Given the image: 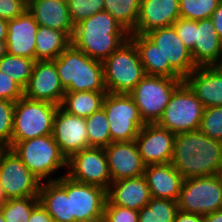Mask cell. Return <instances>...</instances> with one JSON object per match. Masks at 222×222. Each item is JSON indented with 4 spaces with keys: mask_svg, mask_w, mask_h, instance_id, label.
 I'll list each match as a JSON object with an SVG mask.
<instances>
[{
    "mask_svg": "<svg viewBox=\"0 0 222 222\" xmlns=\"http://www.w3.org/2000/svg\"><path fill=\"white\" fill-rule=\"evenodd\" d=\"M211 19L213 21L214 28L216 29V32L222 41V0L220 1L215 11L212 13Z\"/></svg>",
    "mask_w": 222,
    "mask_h": 222,
    "instance_id": "45",
    "label": "cell"
},
{
    "mask_svg": "<svg viewBox=\"0 0 222 222\" xmlns=\"http://www.w3.org/2000/svg\"><path fill=\"white\" fill-rule=\"evenodd\" d=\"M24 96V88L8 74L0 71V99L16 102Z\"/></svg>",
    "mask_w": 222,
    "mask_h": 222,
    "instance_id": "41",
    "label": "cell"
},
{
    "mask_svg": "<svg viewBox=\"0 0 222 222\" xmlns=\"http://www.w3.org/2000/svg\"><path fill=\"white\" fill-rule=\"evenodd\" d=\"M103 64L107 92L130 93L146 75L138 49L129 38Z\"/></svg>",
    "mask_w": 222,
    "mask_h": 222,
    "instance_id": "5",
    "label": "cell"
},
{
    "mask_svg": "<svg viewBox=\"0 0 222 222\" xmlns=\"http://www.w3.org/2000/svg\"><path fill=\"white\" fill-rule=\"evenodd\" d=\"M178 209L206 215L222 209V181L218 174L184 179Z\"/></svg>",
    "mask_w": 222,
    "mask_h": 222,
    "instance_id": "11",
    "label": "cell"
},
{
    "mask_svg": "<svg viewBox=\"0 0 222 222\" xmlns=\"http://www.w3.org/2000/svg\"><path fill=\"white\" fill-rule=\"evenodd\" d=\"M88 148H105L112 143L109 122L103 107L85 118Z\"/></svg>",
    "mask_w": 222,
    "mask_h": 222,
    "instance_id": "32",
    "label": "cell"
},
{
    "mask_svg": "<svg viewBox=\"0 0 222 222\" xmlns=\"http://www.w3.org/2000/svg\"><path fill=\"white\" fill-rule=\"evenodd\" d=\"M205 222H222V209L203 216Z\"/></svg>",
    "mask_w": 222,
    "mask_h": 222,
    "instance_id": "46",
    "label": "cell"
},
{
    "mask_svg": "<svg viewBox=\"0 0 222 222\" xmlns=\"http://www.w3.org/2000/svg\"><path fill=\"white\" fill-rule=\"evenodd\" d=\"M35 43V60H54L71 44V38L65 32L39 25Z\"/></svg>",
    "mask_w": 222,
    "mask_h": 222,
    "instance_id": "27",
    "label": "cell"
},
{
    "mask_svg": "<svg viewBox=\"0 0 222 222\" xmlns=\"http://www.w3.org/2000/svg\"><path fill=\"white\" fill-rule=\"evenodd\" d=\"M9 148L40 182L56 181L66 175V173L56 175L59 169L67 168V159L61 153L53 135L11 143Z\"/></svg>",
    "mask_w": 222,
    "mask_h": 222,
    "instance_id": "4",
    "label": "cell"
},
{
    "mask_svg": "<svg viewBox=\"0 0 222 222\" xmlns=\"http://www.w3.org/2000/svg\"><path fill=\"white\" fill-rule=\"evenodd\" d=\"M36 60L6 53L0 59V71L6 73L23 88L29 82Z\"/></svg>",
    "mask_w": 222,
    "mask_h": 222,
    "instance_id": "33",
    "label": "cell"
},
{
    "mask_svg": "<svg viewBox=\"0 0 222 222\" xmlns=\"http://www.w3.org/2000/svg\"><path fill=\"white\" fill-rule=\"evenodd\" d=\"M174 222H205L203 215L178 210Z\"/></svg>",
    "mask_w": 222,
    "mask_h": 222,
    "instance_id": "44",
    "label": "cell"
},
{
    "mask_svg": "<svg viewBox=\"0 0 222 222\" xmlns=\"http://www.w3.org/2000/svg\"><path fill=\"white\" fill-rule=\"evenodd\" d=\"M214 67L217 68L222 73V52L220 54L218 62L214 65Z\"/></svg>",
    "mask_w": 222,
    "mask_h": 222,
    "instance_id": "50",
    "label": "cell"
},
{
    "mask_svg": "<svg viewBox=\"0 0 222 222\" xmlns=\"http://www.w3.org/2000/svg\"><path fill=\"white\" fill-rule=\"evenodd\" d=\"M221 0H179L180 17L194 21L211 18Z\"/></svg>",
    "mask_w": 222,
    "mask_h": 222,
    "instance_id": "35",
    "label": "cell"
},
{
    "mask_svg": "<svg viewBox=\"0 0 222 222\" xmlns=\"http://www.w3.org/2000/svg\"><path fill=\"white\" fill-rule=\"evenodd\" d=\"M152 196L144 175L113 181L107 191V199L117 206L141 210Z\"/></svg>",
    "mask_w": 222,
    "mask_h": 222,
    "instance_id": "22",
    "label": "cell"
},
{
    "mask_svg": "<svg viewBox=\"0 0 222 222\" xmlns=\"http://www.w3.org/2000/svg\"><path fill=\"white\" fill-rule=\"evenodd\" d=\"M8 20L0 18V41H6Z\"/></svg>",
    "mask_w": 222,
    "mask_h": 222,
    "instance_id": "47",
    "label": "cell"
},
{
    "mask_svg": "<svg viewBox=\"0 0 222 222\" xmlns=\"http://www.w3.org/2000/svg\"><path fill=\"white\" fill-rule=\"evenodd\" d=\"M27 9L26 0H0V18H17Z\"/></svg>",
    "mask_w": 222,
    "mask_h": 222,
    "instance_id": "42",
    "label": "cell"
},
{
    "mask_svg": "<svg viewBox=\"0 0 222 222\" xmlns=\"http://www.w3.org/2000/svg\"><path fill=\"white\" fill-rule=\"evenodd\" d=\"M66 3L74 26L104 10V0H67Z\"/></svg>",
    "mask_w": 222,
    "mask_h": 222,
    "instance_id": "36",
    "label": "cell"
},
{
    "mask_svg": "<svg viewBox=\"0 0 222 222\" xmlns=\"http://www.w3.org/2000/svg\"><path fill=\"white\" fill-rule=\"evenodd\" d=\"M104 218L108 222H138V211L113 205L107 199Z\"/></svg>",
    "mask_w": 222,
    "mask_h": 222,
    "instance_id": "39",
    "label": "cell"
},
{
    "mask_svg": "<svg viewBox=\"0 0 222 222\" xmlns=\"http://www.w3.org/2000/svg\"><path fill=\"white\" fill-rule=\"evenodd\" d=\"M176 134L159 126L146 123L135 138L139 154L147 165L170 163Z\"/></svg>",
    "mask_w": 222,
    "mask_h": 222,
    "instance_id": "15",
    "label": "cell"
},
{
    "mask_svg": "<svg viewBox=\"0 0 222 222\" xmlns=\"http://www.w3.org/2000/svg\"><path fill=\"white\" fill-rule=\"evenodd\" d=\"M38 197L53 221L74 222V217H70V197L57 181L41 182Z\"/></svg>",
    "mask_w": 222,
    "mask_h": 222,
    "instance_id": "26",
    "label": "cell"
},
{
    "mask_svg": "<svg viewBox=\"0 0 222 222\" xmlns=\"http://www.w3.org/2000/svg\"><path fill=\"white\" fill-rule=\"evenodd\" d=\"M136 45L146 75L161 76V55L158 47L145 34H129Z\"/></svg>",
    "mask_w": 222,
    "mask_h": 222,
    "instance_id": "30",
    "label": "cell"
},
{
    "mask_svg": "<svg viewBox=\"0 0 222 222\" xmlns=\"http://www.w3.org/2000/svg\"><path fill=\"white\" fill-rule=\"evenodd\" d=\"M27 10L40 26L65 32L70 38L74 33L66 1L28 0Z\"/></svg>",
    "mask_w": 222,
    "mask_h": 222,
    "instance_id": "23",
    "label": "cell"
},
{
    "mask_svg": "<svg viewBox=\"0 0 222 222\" xmlns=\"http://www.w3.org/2000/svg\"><path fill=\"white\" fill-rule=\"evenodd\" d=\"M0 222H6L4 217H3V214L1 212V210H0Z\"/></svg>",
    "mask_w": 222,
    "mask_h": 222,
    "instance_id": "51",
    "label": "cell"
},
{
    "mask_svg": "<svg viewBox=\"0 0 222 222\" xmlns=\"http://www.w3.org/2000/svg\"><path fill=\"white\" fill-rule=\"evenodd\" d=\"M39 24L26 9L7 22V53L35 60L36 32Z\"/></svg>",
    "mask_w": 222,
    "mask_h": 222,
    "instance_id": "19",
    "label": "cell"
},
{
    "mask_svg": "<svg viewBox=\"0 0 222 222\" xmlns=\"http://www.w3.org/2000/svg\"><path fill=\"white\" fill-rule=\"evenodd\" d=\"M180 18L179 0H141L136 28L130 34H146L169 27Z\"/></svg>",
    "mask_w": 222,
    "mask_h": 222,
    "instance_id": "20",
    "label": "cell"
},
{
    "mask_svg": "<svg viewBox=\"0 0 222 222\" xmlns=\"http://www.w3.org/2000/svg\"><path fill=\"white\" fill-rule=\"evenodd\" d=\"M203 111L202 102L183 81L171 95L157 124L174 134L197 131Z\"/></svg>",
    "mask_w": 222,
    "mask_h": 222,
    "instance_id": "8",
    "label": "cell"
},
{
    "mask_svg": "<svg viewBox=\"0 0 222 222\" xmlns=\"http://www.w3.org/2000/svg\"><path fill=\"white\" fill-rule=\"evenodd\" d=\"M129 32L103 10L74 26L71 44L89 57L105 61L129 39Z\"/></svg>",
    "mask_w": 222,
    "mask_h": 222,
    "instance_id": "2",
    "label": "cell"
},
{
    "mask_svg": "<svg viewBox=\"0 0 222 222\" xmlns=\"http://www.w3.org/2000/svg\"><path fill=\"white\" fill-rule=\"evenodd\" d=\"M98 222H108L104 217L101 219V220H99Z\"/></svg>",
    "mask_w": 222,
    "mask_h": 222,
    "instance_id": "53",
    "label": "cell"
},
{
    "mask_svg": "<svg viewBox=\"0 0 222 222\" xmlns=\"http://www.w3.org/2000/svg\"><path fill=\"white\" fill-rule=\"evenodd\" d=\"M178 210L177 201L152 197L147 206L138 211V222H174Z\"/></svg>",
    "mask_w": 222,
    "mask_h": 222,
    "instance_id": "31",
    "label": "cell"
},
{
    "mask_svg": "<svg viewBox=\"0 0 222 222\" xmlns=\"http://www.w3.org/2000/svg\"><path fill=\"white\" fill-rule=\"evenodd\" d=\"M141 0H104V10L129 33L136 28Z\"/></svg>",
    "mask_w": 222,
    "mask_h": 222,
    "instance_id": "29",
    "label": "cell"
},
{
    "mask_svg": "<svg viewBox=\"0 0 222 222\" xmlns=\"http://www.w3.org/2000/svg\"><path fill=\"white\" fill-rule=\"evenodd\" d=\"M113 181L144 175L145 167L135 140L112 142L104 148Z\"/></svg>",
    "mask_w": 222,
    "mask_h": 222,
    "instance_id": "18",
    "label": "cell"
},
{
    "mask_svg": "<svg viewBox=\"0 0 222 222\" xmlns=\"http://www.w3.org/2000/svg\"><path fill=\"white\" fill-rule=\"evenodd\" d=\"M28 222H53V218L47 210L39 203L30 215Z\"/></svg>",
    "mask_w": 222,
    "mask_h": 222,
    "instance_id": "43",
    "label": "cell"
},
{
    "mask_svg": "<svg viewBox=\"0 0 222 222\" xmlns=\"http://www.w3.org/2000/svg\"><path fill=\"white\" fill-rule=\"evenodd\" d=\"M145 35L159 49L162 77L185 78L196 68L190 50L180 40L173 25L157 28Z\"/></svg>",
    "mask_w": 222,
    "mask_h": 222,
    "instance_id": "9",
    "label": "cell"
},
{
    "mask_svg": "<svg viewBox=\"0 0 222 222\" xmlns=\"http://www.w3.org/2000/svg\"><path fill=\"white\" fill-rule=\"evenodd\" d=\"M173 26L180 40L191 51L196 41V21L186 18H178Z\"/></svg>",
    "mask_w": 222,
    "mask_h": 222,
    "instance_id": "40",
    "label": "cell"
},
{
    "mask_svg": "<svg viewBox=\"0 0 222 222\" xmlns=\"http://www.w3.org/2000/svg\"><path fill=\"white\" fill-rule=\"evenodd\" d=\"M144 177L153 198L178 200L184 179L171 163L147 165Z\"/></svg>",
    "mask_w": 222,
    "mask_h": 222,
    "instance_id": "24",
    "label": "cell"
},
{
    "mask_svg": "<svg viewBox=\"0 0 222 222\" xmlns=\"http://www.w3.org/2000/svg\"><path fill=\"white\" fill-rule=\"evenodd\" d=\"M218 175H219V177L221 178V181H222V168L219 170Z\"/></svg>",
    "mask_w": 222,
    "mask_h": 222,
    "instance_id": "52",
    "label": "cell"
},
{
    "mask_svg": "<svg viewBox=\"0 0 222 222\" xmlns=\"http://www.w3.org/2000/svg\"><path fill=\"white\" fill-rule=\"evenodd\" d=\"M53 61L65 92H107L102 62L72 44Z\"/></svg>",
    "mask_w": 222,
    "mask_h": 222,
    "instance_id": "3",
    "label": "cell"
},
{
    "mask_svg": "<svg viewBox=\"0 0 222 222\" xmlns=\"http://www.w3.org/2000/svg\"><path fill=\"white\" fill-rule=\"evenodd\" d=\"M183 81L204 108L222 106V73L214 66L196 67Z\"/></svg>",
    "mask_w": 222,
    "mask_h": 222,
    "instance_id": "21",
    "label": "cell"
},
{
    "mask_svg": "<svg viewBox=\"0 0 222 222\" xmlns=\"http://www.w3.org/2000/svg\"><path fill=\"white\" fill-rule=\"evenodd\" d=\"M53 138L68 160L88 148L87 125L84 117L72 115L58 106L53 119Z\"/></svg>",
    "mask_w": 222,
    "mask_h": 222,
    "instance_id": "17",
    "label": "cell"
},
{
    "mask_svg": "<svg viewBox=\"0 0 222 222\" xmlns=\"http://www.w3.org/2000/svg\"><path fill=\"white\" fill-rule=\"evenodd\" d=\"M170 163L183 179L216 175L222 168V141L200 130L176 134Z\"/></svg>",
    "mask_w": 222,
    "mask_h": 222,
    "instance_id": "1",
    "label": "cell"
},
{
    "mask_svg": "<svg viewBox=\"0 0 222 222\" xmlns=\"http://www.w3.org/2000/svg\"><path fill=\"white\" fill-rule=\"evenodd\" d=\"M7 53L6 41H0V59Z\"/></svg>",
    "mask_w": 222,
    "mask_h": 222,
    "instance_id": "48",
    "label": "cell"
},
{
    "mask_svg": "<svg viewBox=\"0 0 222 222\" xmlns=\"http://www.w3.org/2000/svg\"><path fill=\"white\" fill-rule=\"evenodd\" d=\"M107 92H65L60 107L66 112L79 117H88L103 107Z\"/></svg>",
    "mask_w": 222,
    "mask_h": 222,
    "instance_id": "28",
    "label": "cell"
},
{
    "mask_svg": "<svg viewBox=\"0 0 222 222\" xmlns=\"http://www.w3.org/2000/svg\"><path fill=\"white\" fill-rule=\"evenodd\" d=\"M65 94L53 60H36L24 97L60 106Z\"/></svg>",
    "mask_w": 222,
    "mask_h": 222,
    "instance_id": "16",
    "label": "cell"
},
{
    "mask_svg": "<svg viewBox=\"0 0 222 222\" xmlns=\"http://www.w3.org/2000/svg\"><path fill=\"white\" fill-rule=\"evenodd\" d=\"M103 109L109 122L112 142L135 140L140 129L146 124L129 94L107 92Z\"/></svg>",
    "mask_w": 222,
    "mask_h": 222,
    "instance_id": "10",
    "label": "cell"
},
{
    "mask_svg": "<svg viewBox=\"0 0 222 222\" xmlns=\"http://www.w3.org/2000/svg\"><path fill=\"white\" fill-rule=\"evenodd\" d=\"M6 200V196L0 183V205H2Z\"/></svg>",
    "mask_w": 222,
    "mask_h": 222,
    "instance_id": "49",
    "label": "cell"
},
{
    "mask_svg": "<svg viewBox=\"0 0 222 222\" xmlns=\"http://www.w3.org/2000/svg\"><path fill=\"white\" fill-rule=\"evenodd\" d=\"M184 78L145 75L128 93L137 105L145 123H157L162 117L170 97Z\"/></svg>",
    "mask_w": 222,
    "mask_h": 222,
    "instance_id": "7",
    "label": "cell"
},
{
    "mask_svg": "<svg viewBox=\"0 0 222 222\" xmlns=\"http://www.w3.org/2000/svg\"><path fill=\"white\" fill-rule=\"evenodd\" d=\"M39 203V197L8 199L0 205V210L6 222H28Z\"/></svg>",
    "mask_w": 222,
    "mask_h": 222,
    "instance_id": "34",
    "label": "cell"
},
{
    "mask_svg": "<svg viewBox=\"0 0 222 222\" xmlns=\"http://www.w3.org/2000/svg\"><path fill=\"white\" fill-rule=\"evenodd\" d=\"M58 105L26 97L15 102L11 143L53 133V119Z\"/></svg>",
    "mask_w": 222,
    "mask_h": 222,
    "instance_id": "6",
    "label": "cell"
},
{
    "mask_svg": "<svg viewBox=\"0 0 222 222\" xmlns=\"http://www.w3.org/2000/svg\"><path fill=\"white\" fill-rule=\"evenodd\" d=\"M66 175L71 179L101 187L108 191L112 183L104 148L89 147L67 160Z\"/></svg>",
    "mask_w": 222,
    "mask_h": 222,
    "instance_id": "14",
    "label": "cell"
},
{
    "mask_svg": "<svg viewBox=\"0 0 222 222\" xmlns=\"http://www.w3.org/2000/svg\"><path fill=\"white\" fill-rule=\"evenodd\" d=\"M56 181L70 197V217H74V222H98L104 217L107 190L75 181L67 175Z\"/></svg>",
    "mask_w": 222,
    "mask_h": 222,
    "instance_id": "12",
    "label": "cell"
},
{
    "mask_svg": "<svg viewBox=\"0 0 222 222\" xmlns=\"http://www.w3.org/2000/svg\"><path fill=\"white\" fill-rule=\"evenodd\" d=\"M190 52L196 67L214 66L218 62L222 41L211 18L196 21V41Z\"/></svg>",
    "mask_w": 222,
    "mask_h": 222,
    "instance_id": "25",
    "label": "cell"
},
{
    "mask_svg": "<svg viewBox=\"0 0 222 222\" xmlns=\"http://www.w3.org/2000/svg\"><path fill=\"white\" fill-rule=\"evenodd\" d=\"M15 102L0 99V146L9 148L13 132Z\"/></svg>",
    "mask_w": 222,
    "mask_h": 222,
    "instance_id": "38",
    "label": "cell"
},
{
    "mask_svg": "<svg viewBox=\"0 0 222 222\" xmlns=\"http://www.w3.org/2000/svg\"><path fill=\"white\" fill-rule=\"evenodd\" d=\"M0 183L7 200L39 196L41 182L10 148L0 151Z\"/></svg>",
    "mask_w": 222,
    "mask_h": 222,
    "instance_id": "13",
    "label": "cell"
},
{
    "mask_svg": "<svg viewBox=\"0 0 222 222\" xmlns=\"http://www.w3.org/2000/svg\"><path fill=\"white\" fill-rule=\"evenodd\" d=\"M199 130L214 140L222 141V106L204 108Z\"/></svg>",
    "mask_w": 222,
    "mask_h": 222,
    "instance_id": "37",
    "label": "cell"
}]
</instances>
